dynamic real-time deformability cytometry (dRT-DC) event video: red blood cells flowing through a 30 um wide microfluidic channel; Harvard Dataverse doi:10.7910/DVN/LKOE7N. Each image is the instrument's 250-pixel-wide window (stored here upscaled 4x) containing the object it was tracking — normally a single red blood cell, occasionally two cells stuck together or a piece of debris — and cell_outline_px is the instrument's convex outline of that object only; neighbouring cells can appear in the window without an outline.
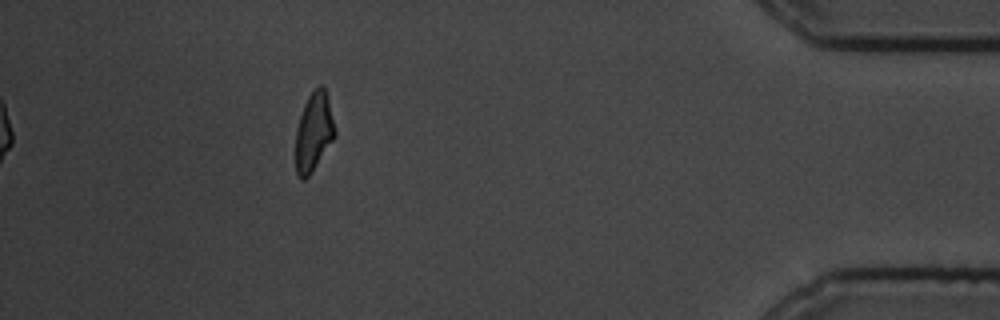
{"species": "common noctule bat (a hibernating species)", "species_latin": "Nyctalus noctula", "temperature_condition": "cold", "stored_images_in_passage": 15, "camera_frame_rate_fps": 3000, "um_per_image_px": 0.085, "animal": {"sex": "male", "body_mass_g": 19.5, "forearm_length_mm": 54.6}, "frame": {"image": 1, "passage_image": 15, "time_ms": 18.667, "image_size_px": [1000, 320], "cell_outline_px": [[336, 136], [312, 172], [304, 180], [300, 180], [296, 172], [296, 128], [304, 104], [308, 96], [320, 84], [324, 88], [328, 96], [336, 132]], "centroid_in_image_um": [26.67, 11.23], "position_along_channel_um": 408.5, "area_um2": 18.03}, "authors_computed_cell_mechanics": {"area_um2": 19.8254, "velocity_mm_per_s": 3.5154, "shape_relaxation_time_tau1_ms": 3.7107, "shape_relaxation_time_tau2_ms": 2.4946, "deformation_change_tau1": 0.1111, "deformation_change_tau2": 0.0596}}